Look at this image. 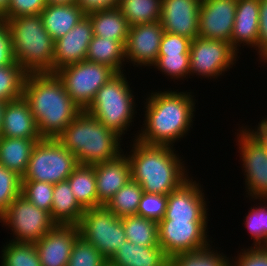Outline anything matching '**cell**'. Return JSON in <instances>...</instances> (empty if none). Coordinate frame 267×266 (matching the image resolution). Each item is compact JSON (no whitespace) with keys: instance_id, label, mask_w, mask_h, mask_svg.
Instances as JSON below:
<instances>
[{"instance_id":"cell-1","label":"cell","mask_w":267,"mask_h":266,"mask_svg":"<svg viewBox=\"0 0 267 266\" xmlns=\"http://www.w3.org/2000/svg\"><path fill=\"white\" fill-rule=\"evenodd\" d=\"M157 90H150L147 95H143L147 96L143 97L142 102L143 123L136 128L137 133L130 135H134L131 136L132 139L148 145L174 147L191 133L193 121H196L194 117L198 99H195L196 95L191 89L178 91L179 89L166 88L162 91L158 88Z\"/></svg>"},{"instance_id":"cell-2","label":"cell","mask_w":267,"mask_h":266,"mask_svg":"<svg viewBox=\"0 0 267 266\" xmlns=\"http://www.w3.org/2000/svg\"><path fill=\"white\" fill-rule=\"evenodd\" d=\"M130 141L124 152L131 163V179L143 192L168 195L191 176L185 157L176 147Z\"/></svg>"},{"instance_id":"cell-3","label":"cell","mask_w":267,"mask_h":266,"mask_svg":"<svg viewBox=\"0 0 267 266\" xmlns=\"http://www.w3.org/2000/svg\"><path fill=\"white\" fill-rule=\"evenodd\" d=\"M23 97L42 138H56L82 111L56 73L27 74Z\"/></svg>"},{"instance_id":"cell-4","label":"cell","mask_w":267,"mask_h":266,"mask_svg":"<svg viewBox=\"0 0 267 266\" xmlns=\"http://www.w3.org/2000/svg\"><path fill=\"white\" fill-rule=\"evenodd\" d=\"M56 139L83 165L112 160L125 150V147L122 149L123 138L86 110H82Z\"/></svg>"},{"instance_id":"cell-5","label":"cell","mask_w":267,"mask_h":266,"mask_svg":"<svg viewBox=\"0 0 267 266\" xmlns=\"http://www.w3.org/2000/svg\"><path fill=\"white\" fill-rule=\"evenodd\" d=\"M7 22L14 61L27 73H52L55 41L38 15L2 18Z\"/></svg>"},{"instance_id":"cell-6","label":"cell","mask_w":267,"mask_h":266,"mask_svg":"<svg viewBox=\"0 0 267 266\" xmlns=\"http://www.w3.org/2000/svg\"><path fill=\"white\" fill-rule=\"evenodd\" d=\"M131 84L125 72L117 73L97 91L93 102L86 109L123 139L133 129L131 126L138 113V101L135 100L136 94Z\"/></svg>"},{"instance_id":"cell-7","label":"cell","mask_w":267,"mask_h":266,"mask_svg":"<svg viewBox=\"0 0 267 266\" xmlns=\"http://www.w3.org/2000/svg\"><path fill=\"white\" fill-rule=\"evenodd\" d=\"M78 165L76 156L56 138H42L32 150L28 168L22 180L56 184L67 180Z\"/></svg>"},{"instance_id":"cell-8","label":"cell","mask_w":267,"mask_h":266,"mask_svg":"<svg viewBox=\"0 0 267 266\" xmlns=\"http://www.w3.org/2000/svg\"><path fill=\"white\" fill-rule=\"evenodd\" d=\"M241 125L233 140L242 163L244 198L267 199V147L244 123Z\"/></svg>"},{"instance_id":"cell-9","label":"cell","mask_w":267,"mask_h":266,"mask_svg":"<svg viewBox=\"0 0 267 266\" xmlns=\"http://www.w3.org/2000/svg\"><path fill=\"white\" fill-rule=\"evenodd\" d=\"M79 235L109 260L127 240L121 218L106 205L85 209L79 222Z\"/></svg>"},{"instance_id":"cell-10","label":"cell","mask_w":267,"mask_h":266,"mask_svg":"<svg viewBox=\"0 0 267 266\" xmlns=\"http://www.w3.org/2000/svg\"><path fill=\"white\" fill-rule=\"evenodd\" d=\"M55 73L61 79L71 99L82 110L90 106L97 91L117 74L108 65L86 60L64 66Z\"/></svg>"},{"instance_id":"cell-11","label":"cell","mask_w":267,"mask_h":266,"mask_svg":"<svg viewBox=\"0 0 267 266\" xmlns=\"http://www.w3.org/2000/svg\"><path fill=\"white\" fill-rule=\"evenodd\" d=\"M2 227L11 230L15 242H36L57 224L49 212L37 208L23 195H19L0 216Z\"/></svg>"},{"instance_id":"cell-12","label":"cell","mask_w":267,"mask_h":266,"mask_svg":"<svg viewBox=\"0 0 267 266\" xmlns=\"http://www.w3.org/2000/svg\"><path fill=\"white\" fill-rule=\"evenodd\" d=\"M189 53V78L196 75L200 79L213 81L222 78L221 76L236 66L240 57L230 43L200 36L192 40Z\"/></svg>"},{"instance_id":"cell-13","label":"cell","mask_w":267,"mask_h":266,"mask_svg":"<svg viewBox=\"0 0 267 266\" xmlns=\"http://www.w3.org/2000/svg\"><path fill=\"white\" fill-rule=\"evenodd\" d=\"M208 221L161 220L158 223V242L171 257L181 252H191L207 247L212 241Z\"/></svg>"},{"instance_id":"cell-14","label":"cell","mask_w":267,"mask_h":266,"mask_svg":"<svg viewBox=\"0 0 267 266\" xmlns=\"http://www.w3.org/2000/svg\"><path fill=\"white\" fill-rule=\"evenodd\" d=\"M194 177L191 174V177L167 195V208L162 220L210 221V201L205 196L207 194L203 184Z\"/></svg>"},{"instance_id":"cell-15","label":"cell","mask_w":267,"mask_h":266,"mask_svg":"<svg viewBox=\"0 0 267 266\" xmlns=\"http://www.w3.org/2000/svg\"><path fill=\"white\" fill-rule=\"evenodd\" d=\"M163 34L160 21L131 26L125 43L126 64L150 70L157 61Z\"/></svg>"},{"instance_id":"cell-16","label":"cell","mask_w":267,"mask_h":266,"mask_svg":"<svg viewBox=\"0 0 267 266\" xmlns=\"http://www.w3.org/2000/svg\"><path fill=\"white\" fill-rule=\"evenodd\" d=\"M237 0H201L198 36L230 43Z\"/></svg>"},{"instance_id":"cell-17","label":"cell","mask_w":267,"mask_h":266,"mask_svg":"<svg viewBox=\"0 0 267 266\" xmlns=\"http://www.w3.org/2000/svg\"><path fill=\"white\" fill-rule=\"evenodd\" d=\"M93 38V26L85 15L74 28L55 41L52 73L60 68L84 61Z\"/></svg>"},{"instance_id":"cell-18","label":"cell","mask_w":267,"mask_h":266,"mask_svg":"<svg viewBox=\"0 0 267 266\" xmlns=\"http://www.w3.org/2000/svg\"><path fill=\"white\" fill-rule=\"evenodd\" d=\"M201 0H162L160 23L164 32L194 40L199 31Z\"/></svg>"},{"instance_id":"cell-19","label":"cell","mask_w":267,"mask_h":266,"mask_svg":"<svg viewBox=\"0 0 267 266\" xmlns=\"http://www.w3.org/2000/svg\"><path fill=\"white\" fill-rule=\"evenodd\" d=\"M79 236L77 225H56L34 242L42 266H67L74 242Z\"/></svg>"},{"instance_id":"cell-20","label":"cell","mask_w":267,"mask_h":266,"mask_svg":"<svg viewBox=\"0 0 267 266\" xmlns=\"http://www.w3.org/2000/svg\"><path fill=\"white\" fill-rule=\"evenodd\" d=\"M259 18L260 0H237L230 44L240 55L239 51L245 48L244 46L249 49L253 48L257 55Z\"/></svg>"},{"instance_id":"cell-21","label":"cell","mask_w":267,"mask_h":266,"mask_svg":"<svg viewBox=\"0 0 267 266\" xmlns=\"http://www.w3.org/2000/svg\"><path fill=\"white\" fill-rule=\"evenodd\" d=\"M98 206L106 203L131 179V163L123 152L118 157L93 165Z\"/></svg>"},{"instance_id":"cell-22","label":"cell","mask_w":267,"mask_h":266,"mask_svg":"<svg viewBox=\"0 0 267 266\" xmlns=\"http://www.w3.org/2000/svg\"><path fill=\"white\" fill-rule=\"evenodd\" d=\"M0 136L42 139L29 103L23 96L6 102Z\"/></svg>"},{"instance_id":"cell-23","label":"cell","mask_w":267,"mask_h":266,"mask_svg":"<svg viewBox=\"0 0 267 266\" xmlns=\"http://www.w3.org/2000/svg\"><path fill=\"white\" fill-rule=\"evenodd\" d=\"M108 262L114 266H169V256L160 246H139L126 240Z\"/></svg>"},{"instance_id":"cell-24","label":"cell","mask_w":267,"mask_h":266,"mask_svg":"<svg viewBox=\"0 0 267 266\" xmlns=\"http://www.w3.org/2000/svg\"><path fill=\"white\" fill-rule=\"evenodd\" d=\"M85 15L76 4H47L40 13L43 26L54 41L74 28Z\"/></svg>"},{"instance_id":"cell-25","label":"cell","mask_w":267,"mask_h":266,"mask_svg":"<svg viewBox=\"0 0 267 266\" xmlns=\"http://www.w3.org/2000/svg\"><path fill=\"white\" fill-rule=\"evenodd\" d=\"M84 209L76 201L68 180L54 184L51 218L57 225H78Z\"/></svg>"},{"instance_id":"cell-26","label":"cell","mask_w":267,"mask_h":266,"mask_svg":"<svg viewBox=\"0 0 267 266\" xmlns=\"http://www.w3.org/2000/svg\"><path fill=\"white\" fill-rule=\"evenodd\" d=\"M41 139H23L0 136V164L23 177L35 144Z\"/></svg>"},{"instance_id":"cell-27","label":"cell","mask_w":267,"mask_h":266,"mask_svg":"<svg viewBox=\"0 0 267 266\" xmlns=\"http://www.w3.org/2000/svg\"><path fill=\"white\" fill-rule=\"evenodd\" d=\"M126 41H116L93 35L89 44L86 61L110 66L117 73L126 72Z\"/></svg>"},{"instance_id":"cell-28","label":"cell","mask_w":267,"mask_h":266,"mask_svg":"<svg viewBox=\"0 0 267 266\" xmlns=\"http://www.w3.org/2000/svg\"><path fill=\"white\" fill-rule=\"evenodd\" d=\"M93 26V35L116 41H126L130 25L118 8L87 14Z\"/></svg>"},{"instance_id":"cell-29","label":"cell","mask_w":267,"mask_h":266,"mask_svg":"<svg viewBox=\"0 0 267 266\" xmlns=\"http://www.w3.org/2000/svg\"><path fill=\"white\" fill-rule=\"evenodd\" d=\"M67 180L76 201L84 210L98 207L96 176L93 165L79 164Z\"/></svg>"},{"instance_id":"cell-30","label":"cell","mask_w":267,"mask_h":266,"mask_svg":"<svg viewBox=\"0 0 267 266\" xmlns=\"http://www.w3.org/2000/svg\"><path fill=\"white\" fill-rule=\"evenodd\" d=\"M215 246L212 242L203 249L174 254L169 266H229V256Z\"/></svg>"},{"instance_id":"cell-31","label":"cell","mask_w":267,"mask_h":266,"mask_svg":"<svg viewBox=\"0 0 267 266\" xmlns=\"http://www.w3.org/2000/svg\"><path fill=\"white\" fill-rule=\"evenodd\" d=\"M162 0H120L118 9L130 27L160 21Z\"/></svg>"},{"instance_id":"cell-32","label":"cell","mask_w":267,"mask_h":266,"mask_svg":"<svg viewBox=\"0 0 267 266\" xmlns=\"http://www.w3.org/2000/svg\"><path fill=\"white\" fill-rule=\"evenodd\" d=\"M121 220L129 242L139 246H159L157 222L138 215L125 216Z\"/></svg>"},{"instance_id":"cell-33","label":"cell","mask_w":267,"mask_h":266,"mask_svg":"<svg viewBox=\"0 0 267 266\" xmlns=\"http://www.w3.org/2000/svg\"><path fill=\"white\" fill-rule=\"evenodd\" d=\"M249 200L256 203L251 204L250 210L243 216L244 223L242 224H244L245 231L249 232L253 240L251 247H267V199L249 198Z\"/></svg>"},{"instance_id":"cell-34","label":"cell","mask_w":267,"mask_h":266,"mask_svg":"<svg viewBox=\"0 0 267 266\" xmlns=\"http://www.w3.org/2000/svg\"><path fill=\"white\" fill-rule=\"evenodd\" d=\"M143 189L138 182L130 179L106 203V206L119 218L137 215Z\"/></svg>"},{"instance_id":"cell-35","label":"cell","mask_w":267,"mask_h":266,"mask_svg":"<svg viewBox=\"0 0 267 266\" xmlns=\"http://www.w3.org/2000/svg\"><path fill=\"white\" fill-rule=\"evenodd\" d=\"M2 246L0 263L3 266H42L33 242H15L8 240Z\"/></svg>"},{"instance_id":"cell-36","label":"cell","mask_w":267,"mask_h":266,"mask_svg":"<svg viewBox=\"0 0 267 266\" xmlns=\"http://www.w3.org/2000/svg\"><path fill=\"white\" fill-rule=\"evenodd\" d=\"M27 73L19 64L0 67V101L9 102L23 96V86Z\"/></svg>"},{"instance_id":"cell-37","label":"cell","mask_w":267,"mask_h":266,"mask_svg":"<svg viewBox=\"0 0 267 266\" xmlns=\"http://www.w3.org/2000/svg\"><path fill=\"white\" fill-rule=\"evenodd\" d=\"M189 60L190 54H158L157 61L150 69L160 71L168 80L172 79L174 82L183 80L184 83L189 79Z\"/></svg>"},{"instance_id":"cell-38","label":"cell","mask_w":267,"mask_h":266,"mask_svg":"<svg viewBox=\"0 0 267 266\" xmlns=\"http://www.w3.org/2000/svg\"><path fill=\"white\" fill-rule=\"evenodd\" d=\"M54 184L35 180H21V195L37 208L51 213Z\"/></svg>"},{"instance_id":"cell-39","label":"cell","mask_w":267,"mask_h":266,"mask_svg":"<svg viewBox=\"0 0 267 266\" xmlns=\"http://www.w3.org/2000/svg\"><path fill=\"white\" fill-rule=\"evenodd\" d=\"M108 260L84 238L79 236L73 245L67 266H103Z\"/></svg>"},{"instance_id":"cell-40","label":"cell","mask_w":267,"mask_h":266,"mask_svg":"<svg viewBox=\"0 0 267 266\" xmlns=\"http://www.w3.org/2000/svg\"><path fill=\"white\" fill-rule=\"evenodd\" d=\"M22 177L0 164V216L21 194Z\"/></svg>"},{"instance_id":"cell-41","label":"cell","mask_w":267,"mask_h":266,"mask_svg":"<svg viewBox=\"0 0 267 266\" xmlns=\"http://www.w3.org/2000/svg\"><path fill=\"white\" fill-rule=\"evenodd\" d=\"M167 195L143 192L137 215L159 223L165 216Z\"/></svg>"},{"instance_id":"cell-42","label":"cell","mask_w":267,"mask_h":266,"mask_svg":"<svg viewBox=\"0 0 267 266\" xmlns=\"http://www.w3.org/2000/svg\"><path fill=\"white\" fill-rule=\"evenodd\" d=\"M236 252L234 258L229 256V266H267V247L248 246Z\"/></svg>"},{"instance_id":"cell-43","label":"cell","mask_w":267,"mask_h":266,"mask_svg":"<svg viewBox=\"0 0 267 266\" xmlns=\"http://www.w3.org/2000/svg\"><path fill=\"white\" fill-rule=\"evenodd\" d=\"M191 42L178 34L164 32L158 54H190Z\"/></svg>"},{"instance_id":"cell-44","label":"cell","mask_w":267,"mask_h":266,"mask_svg":"<svg viewBox=\"0 0 267 266\" xmlns=\"http://www.w3.org/2000/svg\"><path fill=\"white\" fill-rule=\"evenodd\" d=\"M46 5V0H11L9 11L3 18L38 15Z\"/></svg>"},{"instance_id":"cell-45","label":"cell","mask_w":267,"mask_h":266,"mask_svg":"<svg viewBox=\"0 0 267 266\" xmlns=\"http://www.w3.org/2000/svg\"><path fill=\"white\" fill-rule=\"evenodd\" d=\"M11 34L7 22L0 19V67L14 63Z\"/></svg>"},{"instance_id":"cell-46","label":"cell","mask_w":267,"mask_h":266,"mask_svg":"<svg viewBox=\"0 0 267 266\" xmlns=\"http://www.w3.org/2000/svg\"><path fill=\"white\" fill-rule=\"evenodd\" d=\"M267 54V0H260L259 39L257 62Z\"/></svg>"},{"instance_id":"cell-47","label":"cell","mask_w":267,"mask_h":266,"mask_svg":"<svg viewBox=\"0 0 267 266\" xmlns=\"http://www.w3.org/2000/svg\"><path fill=\"white\" fill-rule=\"evenodd\" d=\"M120 0H77L76 5L87 15L95 11L118 8Z\"/></svg>"},{"instance_id":"cell-48","label":"cell","mask_w":267,"mask_h":266,"mask_svg":"<svg viewBox=\"0 0 267 266\" xmlns=\"http://www.w3.org/2000/svg\"><path fill=\"white\" fill-rule=\"evenodd\" d=\"M258 124V125H257ZM256 125L250 126L247 124L246 126L262 141V143L267 147V116L265 118L262 117L260 122Z\"/></svg>"},{"instance_id":"cell-49","label":"cell","mask_w":267,"mask_h":266,"mask_svg":"<svg viewBox=\"0 0 267 266\" xmlns=\"http://www.w3.org/2000/svg\"><path fill=\"white\" fill-rule=\"evenodd\" d=\"M11 0H0V19H2L9 11Z\"/></svg>"},{"instance_id":"cell-50","label":"cell","mask_w":267,"mask_h":266,"mask_svg":"<svg viewBox=\"0 0 267 266\" xmlns=\"http://www.w3.org/2000/svg\"><path fill=\"white\" fill-rule=\"evenodd\" d=\"M77 0H46L47 4L58 5V4H76Z\"/></svg>"},{"instance_id":"cell-51","label":"cell","mask_w":267,"mask_h":266,"mask_svg":"<svg viewBox=\"0 0 267 266\" xmlns=\"http://www.w3.org/2000/svg\"><path fill=\"white\" fill-rule=\"evenodd\" d=\"M5 105H6L5 101H0V134H1V131H2L3 114H4V110H5Z\"/></svg>"},{"instance_id":"cell-52","label":"cell","mask_w":267,"mask_h":266,"mask_svg":"<svg viewBox=\"0 0 267 266\" xmlns=\"http://www.w3.org/2000/svg\"><path fill=\"white\" fill-rule=\"evenodd\" d=\"M260 63H263L261 66L263 67H267L264 66L265 64L267 65V54H265L260 60H258Z\"/></svg>"},{"instance_id":"cell-53","label":"cell","mask_w":267,"mask_h":266,"mask_svg":"<svg viewBox=\"0 0 267 266\" xmlns=\"http://www.w3.org/2000/svg\"><path fill=\"white\" fill-rule=\"evenodd\" d=\"M103 266H114V265H112V264L109 263V262H106Z\"/></svg>"}]
</instances>
